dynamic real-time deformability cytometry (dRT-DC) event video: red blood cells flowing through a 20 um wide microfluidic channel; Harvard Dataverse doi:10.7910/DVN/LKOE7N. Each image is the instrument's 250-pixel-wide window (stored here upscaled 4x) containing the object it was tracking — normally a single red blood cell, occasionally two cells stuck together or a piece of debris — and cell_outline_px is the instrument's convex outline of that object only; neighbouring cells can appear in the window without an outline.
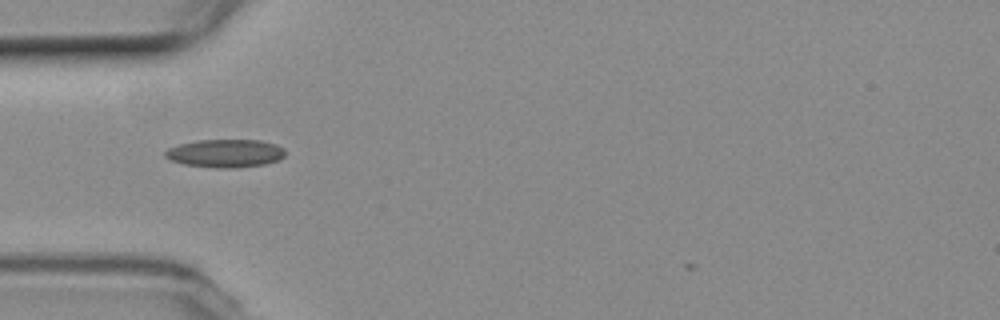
{"species": "common noctule bat (a hibernating species)", "species_latin": "Nyctalus noctula", "temperature_condition": "room temperature", "stored_images_in_passage": 35, "camera_frame_rate_fps": 3000, "um_per_image_px": 0.085, "animal": {"sex": "female", "body_mass_g": 19.3, "forearm_length_mm": 54.1}, "frame": {"image": 1, "passage_image": 1, "time_ms": 0.0, "image_size_px": [1000, 320], "cell_outline_px": [[284, 156], [280, 160], [264, 164], [232, 168], [216, 168], [184, 164], [168, 160], [164, 156], [164, 152], [168, 148], [180, 144], [200, 140], [260, 140], [276, 144], [284, 148]], "centroid_in_image_um": [19.14, 13.03], "position_along_channel_um": 65.9, "area_um2": 19.71}}
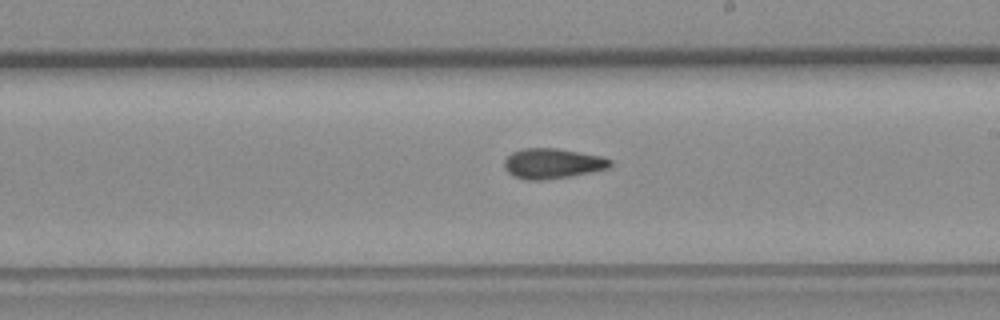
{"frame": {"image": 2, "passage_image": 15, "time_ms": 4.667, "image_size_px": [1000, 320], "cell_outline_px": [[612, 164], [608, 168], [592, 172], [572, 176], [544, 180], [528, 180], [516, 176], [508, 172], [504, 168], [504, 160], [512, 152], [524, 148], [556, 148], [600, 156], [612, 160]], "centroid_in_image_um": [46.96, 13.9], "position_along_channel_um": 242.0, "area_um2": 18.55}}
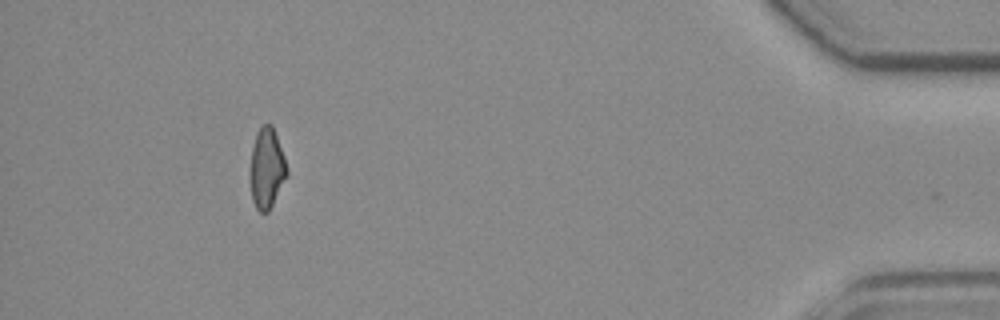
{"frame": {"image": 3, "passage_image": 34, "time_ms": 11.0, "image_size_px": [1000, 320], "cell_outline_px": [[288, 172], [268, 212], [260, 212], [256, 208], [252, 200], [252, 148], [256, 132], [264, 124], [272, 124], [284, 156]], "centroid_in_image_um": [22.69, 14.28], "position_along_channel_um": 412.5, "area_um2": 16.47}, "authors_computed_cell_mechanics": {"area_um2": 18.1492, "velocity_mm_per_s": 3.7789, "shape_relaxation_time_tau1_ms": null, "shape_relaxation_time_tau2_ms": 5.1627, "deformation_change_tau1": null, "deformation_change_tau2": 0.1306}}